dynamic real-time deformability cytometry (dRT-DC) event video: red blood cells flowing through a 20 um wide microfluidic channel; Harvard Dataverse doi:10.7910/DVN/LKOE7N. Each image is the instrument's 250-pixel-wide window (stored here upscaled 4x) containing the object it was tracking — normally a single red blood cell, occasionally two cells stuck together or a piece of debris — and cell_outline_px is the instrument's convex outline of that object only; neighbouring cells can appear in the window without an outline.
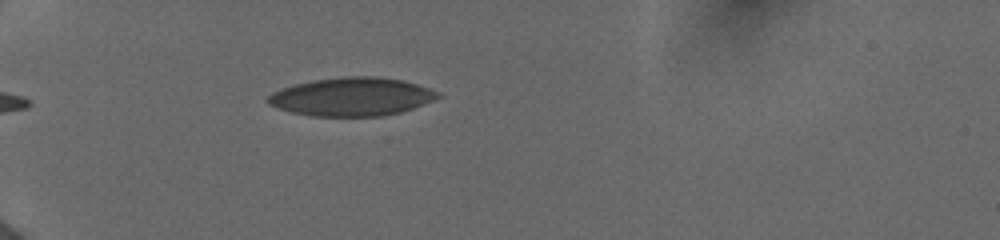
{"species": "human", "species_latin": "Homo sapiens", "temperature_condition": "cold", "stored_images_in_passage": 23, "camera_frame_rate_fps": 3000, "um_per_image_px": 0.085, "donor": {"sex": "female"}, "frame": {"image": 1, "passage_image": 1, "time_ms": 0.0, "image_size_px": [1000, 240], "cell_outline_px": [[444, 96], [412, 108], [400, 112], [384, 116], [312, 116], [292, 112], [268, 104], [268, 96], [272, 92], [280, 88], [296, 84], [316, 80], [344, 76], [376, 76], [404, 80], [440, 92]], "centroid_in_image_um": [29.93, 8.22], "position_along_channel_um": 55.1, "area_um2": 37.92}}
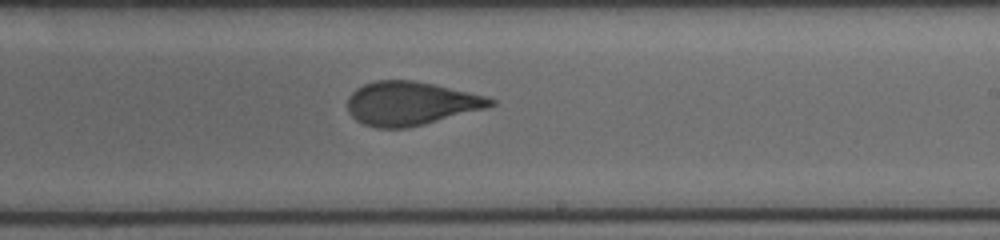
{"frame": {"image": 2, "passage_image": 12, "time_ms": 5.667, "image_size_px": [1000, 240], "cell_outline_px": [[496, 104], [484, 108], [424, 124], [408, 128], [376, 128], [364, 124], [356, 120], [348, 112], [348, 96], [356, 88], [364, 84], [376, 80], [416, 80], [468, 92], [484, 96], [496, 100]], "centroid_in_image_um": [34.86, 8.79], "position_along_channel_um": 254.1, "area_um2": 36.13}}
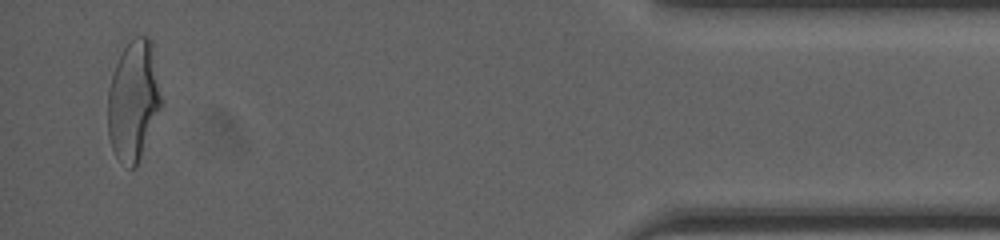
{"frame": {"image": 3, "passage_image": 23, "time_ms": 11.333, "image_size_px": [1000, 240], "cell_outline_px": [[160, 108], [136, 168], [128, 168], [116, 156], [112, 148], [108, 136], [108, 88], [112, 72], [124, 48], [136, 36], [148, 36], [152, 40], [160, 96]], "centroid_in_image_um": [11.31, 8.55], "position_along_channel_um": 423.9, "area_um2": 36.88}, "authors_computed_cell_mechanics": {"area_um2": 36.8764, "velocity_mm_per_s": 3.9977, "shape_relaxation_time_tau1_ms": 4.1057, "shape_relaxation_time_tau2_ms": 1.1577, "deformation_change_tau1": 0.1576, "deformation_change_tau2": 0.0798}}